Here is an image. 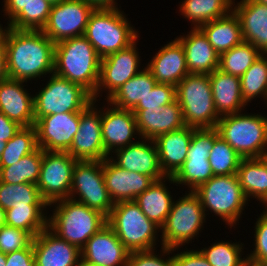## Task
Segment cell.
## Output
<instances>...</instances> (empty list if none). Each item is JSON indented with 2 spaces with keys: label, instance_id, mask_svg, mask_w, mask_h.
I'll list each match as a JSON object with an SVG mask.
<instances>
[{
  "label": "cell",
  "instance_id": "cell-9",
  "mask_svg": "<svg viewBox=\"0 0 267 266\" xmlns=\"http://www.w3.org/2000/svg\"><path fill=\"white\" fill-rule=\"evenodd\" d=\"M186 126L195 129L216 128L220 116L216 112L209 74H188L176 86Z\"/></svg>",
  "mask_w": 267,
  "mask_h": 266
},
{
  "label": "cell",
  "instance_id": "cell-5",
  "mask_svg": "<svg viewBox=\"0 0 267 266\" xmlns=\"http://www.w3.org/2000/svg\"><path fill=\"white\" fill-rule=\"evenodd\" d=\"M194 192L201 201L206 217L214 213L219 217L218 221L222 220L227 225L225 228L236 229L246 206H249L236 174L213 176Z\"/></svg>",
  "mask_w": 267,
  "mask_h": 266
},
{
  "label": "cell",
  "instance_id": "cell-28",
  "mask_svg": "<svg viewBox=\"0 0 267 266\" xmlns=\"http://www.w3.org/2000/svg\"><path fill=\"white\" fill-rule=\"evenodd\" d=\"M194 129L184 126L159 135L154 140L158 149L160 167L166 176H173L184 164Z\"/></svg>",
  "mask_w": 267,
  "mask_h": 266
},
{
  "label": "cell",
  "instance_id": "cell-46",
  "mask_svg": "<svg viewBox=\"0 0 267 266\" xmlns=\"http://www.w3.org/2000/svg\"><path fill=\"white\" fill-rule=\"evenodd\" d=\"M176 100V87L171 84L157 83L132 110L160 109Z\"/></svg>",
  "mask_w": 267,
  "mask_h": 266
},
{
  "label": "cell",
  "instance_id": "cell-24",
  "mask_svg": "<svg viewBox=\"0 0 267 266\" xmlns=\"http://www.w3.org/2000/svg\"><path fill=\"white\" fill-rule=\"evenodd\" d=\"M145 65L157 83L171 84L175 87L189 74L183 46L176 38L159 48Z\"/></svg>",
  "mask_w": 267,
  "mask_h": 266
},
{
  "label": "cell",
  "instance_id": "cell-8",
  "mask_svg": "<svg viewBox=\"0 0 267 266\" xmlns=\"http://www.w3.org/2000/svg\"><path fill=\"white\" fill-rule=\"evenodd\" d=\"M182 197L175 196L171 211L161 227L162 247L186 248L192 240L198 239L207 222L204 208L194 191H185ZM177 197V200H176Z\"/></svg>",
  "mask_w": 267,
  "mask_h": 266
},
{
  "label": "cell",
  "instance_id": "cell-16",
  "mask_svg": "<svg viewBox=\"0 0 267 266\" xmlns=\"http://www.w3.org/2000/svg\"><path fill=\"white\" fill-rule=\"evenodd\" d=\"M97 102L99 103L98 100H93L80 112L79 129L67 151L77 161H103L109 157L105 152L102 140V108L98 106Z\"/></svg>",
  "mask_w": 267,
  "mask_h": 266
},
{
  "label": "cell",
  "instance_id": "cell-60",
  "mask_svg": "<svg viewBox=\"0 0 267 266\" xmlns=\"http://www.w3.org/2000/svg\"><path fill=\"white\" fill-rule=\"evenodd\" d=\"M261 205H264V206H263L264 208H263L262 211L267 212V199H266Z\"/></svg>",
  "mask_w": 267,
  "mask_h": 266
},
{
  "label": "cell",
  "instance_id": "cell-42",
  "mask_svg": "<svg viewBox=\"0 0 267 266\" xmlns=\"http://www.w3.org/2000/svg\"><path fill=\"white\" fill-rule=\"evenodd\" d=\"M35 126L21 127V129L6 142L5 149L0 158V167H6L20 161L25 155L37 148Z\"/></svg>",
  "mask_w": 267,
  "mask_h": 266
},
{
  "label": "cell",
  "instance_id": "cell-12",
  "mask_svg": "<svg viewBox=\"0 0 267 266\" xmlns=\"http://www.w3.org/2000/svg\"><path fill=\"white\" fill-rule=\"evenodd\" d=\"M214 141L215 128L193 130L186 160L172 176L177 189L185 186L187 191H194L214 176L208 161Z\"/></svg>",
  "mask_w": 267,
  "mask_h": 266
},
{
  "label": "cell",
  "instance_id": "cell-38",
  "mask_svg": "<svg viewBox=\"0 0 267 266\" xmlns=\"http://www.w3.org/2000/svg\"><path fill=\"white\" fill-rule=\"evenodd\" d=\"M210 246L198 249L211 266H245L247 257H244L245 244L241 241L214 240ZM243 256V258H242Z\"/></svg>",
  "mask_w": 267,
  "mask_h": 266
},
{
  "label": "cell",
  "instance_id": "cell-35",
  "mask_svg": "<svg viewBox=\"0 0 267 266\" xmlns=\"http://www.w3.org/2000/svg\"><path fill=\"white\" fill-rule=\"evenodd\" d=\"M43 150L37 147L13 165L0 167V182L9 184H36L41 171Z\"/></svg>",
  "mask_w": 267,
  "mask_h": 266
},
{
  "label": "cell",
  "instance_id": "cell-44",
  "mask_svg": "<svg viewBox=\"0 0 267 266\" xmlns=\"http://www.w3.org/2000/svg\"><path fill=\"white\" fill-rule=\"evenodd\" d=\"M254 223V244L250 253L246 255L247 262L253 265L263 266L267 262V212L263 211Z\"/></svg>",
  "mask_w": 267,
  "mask_h": 266
},
{
  "label": "cell",
  "instance_id": "cell-3",
  "mask_svg": "<svg viewBox=\"0 0 267 266\" xmlns=\"http://www.w3.org/2000/svg\"><path fill=\"white\" fill-rule=\"evenodd\" d=\"M49 208L52 214L48 215V228L80 250L107 224L105 215L70 198L57 200Z\"/></svg>",
  "mask_w": 267,
  "mask_h": 266
},
{
  "label": "cell",
  "instance_id": "cell-25",
  "mask_svg": "<svg viewBox=\"0 0 267 266\" xmlns=\"http://www.w3.org/2000/svg\"><path fill=\"white\" fill-rule=\"evenodd\" d=\"M141 138L155 140L159 135L178 130L185 125L179 103L175 100L160 109L132 110Z\"/></svg>",
  "mask_w": 267,
  "mask_h": 266
},
{
  "label": "cell",
  "instance_id": "cell-58",
  "mask_svg": "<svg viewBox=\"0 0 267 266\" xmlns=\"http://www.w3.org/2000/svg\"><path fill=\"white\" fill-rule=\"evenodd\" d=\"M5 146H6V142L2 141V139H0V158H1V155L3 153V150L5 149Z\"/></svg>",
  "mask_w": 267,
  "mask_h": 266
},
{
  "label": "cell",
  "instance_id": "cell-51",
  "mask_svg": "<svg viewBox=\"0 0 267 266\" xmlns=\"http://www.w3.org/2000/svg\"><path fill=\"white\" fill-rule=\"evenodd\" d=\"M31 0H3V18L6 17L7 24L24 8Z\"/></svg>",
  "mask_w": 267,
  "mask_h": 266
},
{
  "label": "cell",
  "instance_id": "cell-36",
  "mask_svg": "<svg viewBox=\"0 0 267 266\" xmlns=\"http://www.w3.org/2000/svg\"><path fill=\"white\" fill-rule=\"evenodd\" d=\"M49 206H16L6 210V225L22 229L35 238L48 227Z\"/></svg>",
  "mask_w": 267,
  "mask_h": 266
},
{
  "label": "cell",
  "instance_id": "cell-10",
  "mask_svg": "<svg viewBox=\"0 0 267 266\" xmlns=\"http://www.w3.org/2000/svg\"><path fill=\"white\" fill-rule=\"evenodd\" d=\"M45 85L34 93L35 122L43 116L81 112L92 101V94L83 86L51 74Z\"/></svg>",
  "mask_w": 267,
  "mask_h": 266
},
{
  "label": "cell",
  "instance_id": "cell-34",
  "mask_svg": "<svg viewBox=\"0 0 267 266\" xmlns=\"http://www.w3.org/2000/svg\"><path fill=\"white\" fill-rule=\"evenodd\" d=\"M236 175L249 201L260 204L267 199V168L259 158H243Z\"/></svg>",
  "mask_w": 267,
  "mask_h": 266
},
{
  "label": "cell",
  "instance_id": "cell-26",
  "mask_svg": "<svg viewBox=\"0 0 267 266\" xmlns=\"http://www.w3.org/2000/svg\"><path fill=\"white\" fill-rule=\"evenodd\" d=\"M187 33L176 39L183 46L189 74H211L219 67V54L200 28H191Z\"/></svg>",
  "mask_w": 267,
  "mask_h": 266
},
{
  "label": "cell",
  "instance_id": "cell-13",
  "mask_svg": "<svg viewBox=\"0 0 267 266\" xmlns=\"http://www.w3.org/2000/svg\"><path fill=\"white\" fill-rule=\"evenodd\" d=\"M138 40L140 39L137 38L128 47L101 58L99 80L96 92L92 95L93 100L100 101L103 92H106L104 100H107L124 83L145 67L144 65L142 68L140 67L142 59L137 47ZM98 97L99 99H97Z\"/></svg>",
  "mask_w": 267,
  "mask_h": 266
},
{
  "label": "cell",
  "instance_id": "cell-37",
  "mask_svg": "<svg viewBox=\"0 0 267 266\" xmlns=\"http://www.w3.org/2000/svg\"><path fill=\"white\" fill-rule=\"evenodd\" d=\"M240 85L242 99L247 105L257 98L267 102V54L262 53L246 70L240 77Z\"/></svg>",
  "mask_w": 267,
  "mask_h": 266
},
{
  "label": "cell",
  "instance_id": "cell-20",
  "mask_svg": "<svg viewBox=\"0 0 267 266\" xmlns=\"http://www.w3.org/2000/svg\"><path fill=\"white\" fill-rule=\"evenodd\" d=\"M109 158L120 168L152 177L155 181L166 177L159 163L154 140L138 139L126 147L116 149Z\"/></svg>",
  "mask_w": 267,
  "mask_h": 266
},
{
  "label": "cell",
  "instance_id": "cell-6",
  "mask_svg": "<svg viewBox=\"0 0 267 266\" xmlns=\"http://www.w3.org/2000/svg\"><path fill=\"white\" fill-rule=\"evenodd\" d=\"M107 224L129 252L148 251L162 247L159 239L161 228L149 220L134 201L114 203L107 217ZM157 242L160 243L159 246Z\"/></svg>",
  "mask_w": 267,
  "mask_h": 266
},
{
  "label": "cell",
  "instance_id": "cell-23",
  "mask_svg": "<svg viewBox=\"0 0 267 266\" xmlns=\"http://www.w3.org/2000/svg\"><path fill=\"white\" fill-rule=\"evenodd\" d=\"M26 86L27 82L10 78L0 81V111L22 127L35 124L34 93Z\"/></svg>",
  "mask_w": 267,
  "mask_h": 266
},
{
  "label": "cell",
  "instance_id": "cell-63",
  "mask_svg": "<svg viewBox=\"0 0 267 266\" xmlns=\"http://www.w3.org/2000/svg\"><path fill=\"white\" fill-rule=\"evenodd\" d=\"M80 266H92V265H85V264H82V263H81Z\"/></svg>",
  "mask_w": 267,
  "mask_h": 266
},
{
  "label": "cell",
  "instance_id": "cell-48",
  "mask_svg": "<svg viewBox=\"0 0 267 266\" xmlns=\"http://www.w3.org/2000/svg\"><path fill=\"white\" fill-rule=\"evenodd\" d=\"M189 249L173 248L174 266H211L198 249Z\"/></svg>",
  "mask_w": 267,
  "mask_h": 266
},
{
  "label": "cell",
  "instance_id": "cell-61",
  "mask_svg": "<svg viewBox=\"0 0 267 266\" xmlns=\"http://www.w3.org/2000/svg\"><path fill=\"white\" fill-rule=\"evenodd\" d=\"M255 1H257V2H259V3H262V4H266V5H267V0H255Z\"/></svg>",
  "mask_w": 267,
  "mask_h": 266
},
{
  "label": "cell",
  "instance_id": "cell-19",
  "mask_svg": "<svg viewBox=\"0 0 267 266\" xmlns=\"http://www.w3.org/2000/svg\"><path fill=\"white\" fill-rule=\"evenodd\" d=\"M129 250L106 224L81 248V263L92 266H127Z\"/></svg>",
  "mask_w": 267,
  "mask_h": 266
},
{
  "label": "cell",
  "instance_id": "cell-1",
  "mask_svg": "<svg viewBox=\"0 0 267 266\" xmlns=\"http://www.w3.org/2000/svg\"><path fill=\"white\" fill-rule=\"evenodd\" d=\"M8 77L24 82L46 80L54 72V48L42 30H18L8 27L5 33ZM39 78V79H38ZM30 80V81H29Z\"/></svg>",
  "mask_w": 267,
  "mask_h": 266
},
{
  "label": "cell",
  "instance_id": "cell-4",
  "mask_svg": "<svg viewBox=\"0 0 267 266\" xmlns=\"http://www.w3.org/2000/svg\"><path fill=\"white\" fill-rule=\"evenodd\" d=\"M84 36L101 58L128 47L140 38L139 31L121 6L95 8L89 16Z\"/></svg>",
  "mask_w": 267,
  "mask_h": 266
},
{
  "label": "cell",
  "instance_id": "cell-7",
  "mask_svg": "<svg viewBox=\"0 0 267 266\" xmlns=\"http://www.w3.org/2000/svg\"><path fill=\"white\" fill-rule=\"evenodd\" d=\"M216 129L242 158H259L267 150V115L239 112L221 116Z\"/></svg>",
  "mask_w": 267,
  "mask_h": 266
},
{
  "label": "cell",
  "instance_id": "cell-18",
  "mask_svg": "<svg viewBox=\"0 0 267 266\" xmlns=\"http://www.w3.org/2000/svg\"><path fill=\"white\" fill-rule=\"evenodd\" d=\"M103 104L101 130L103 146L108 155L141 139L132 110L117 108L109 102L106 103L108 106Z\"/></svg>",
  "mask_w": 267,
  "mask_h": 266
},
{
  "label": "cell",
  "instance_id": "cell-62",
  "mask_svg": "<svg viewBox=\"0 0 267 266\" xmlns=\"http://www.w3.org/2000/svg\"><path fill=\"white\" fill-rule=\"evenodd\" d=\"M245 266H258V265H253V264L247 263Z\"/></svg>",
  "mask_w": 267,
  "mask_h": 266
},
{
  "label": "cell",
  "instance_id": "cell-52",
  "mask_svg": "<svg viewBox=\"0 0 267 266\" xmlns=\"http://www.w3.org/2000/svg\"><path fill=\"white\" fill-rule=\"evenodd\" d=\"M8 77L6 64L5 38L0 39V81L6 80Z\"/></svg>",
  "mask_w": 267,
  "mask_h": 266
},
{
  "label": "cell",
  "instance_id": "cell-57",
  "mask_svg": "<svg viewBox=\"0 0 267 266\" xmlns=\"http://www.w3.org/2000/svg\"><path fill=\"white\" fill-rule=\"evenodd\" d=\"M259 159L263 162V164L267 168V150L259 157Z\"/></svg>",
  "mask_w": 267,
  "mask_h": 266
},
{
  "label": "cell",
  "instance_id": "cell-53",
  "mask_svg": "<svg viewBox=\"0 0 267 266\" xmlns=\"http://www.w3.org/2000/svg\"><path fill=\"white\" fill-rule=\"evenodd\" d=\"M90 3L94 8H118L120 4L118 0H85ZM118 4V5H117Z\"/></svg>",
  "mask_w": 267,
  "mask_h": 266
},
{
  "label": "cell",
  "instance_id": "cell-31",
  "mask_svg": "<svg viewBox=\"0 0 267 266\" xmlns=\"http://www.w3.org/2000/svg\"><path fill=\"white\" fill-rule=\"evenodd\" d=\"M200 29L219 55L243 42L240 20L233 10L222 18L202 25Z\"/></svg>",
  "mask_w": 267,
  "mask_h": 266
},
{
  "label": "cell",
  "instance_id": "cell-15",
  "mask_svg": "<svg viewBox=\"0 0 267 266\" xmlns=\"http://www.w3.org/2000/svg\"><path fill=\"white\" fill-rule=\"evenodd\" d=\"M95 8L85 0H64L52 5L42 32L55 44L85 34L88 19Z\"/></svg>",
  "mask_w": 267,
  "mask_h": 266
},
{
  "label": "cell",
  "instance_id": "cell-41",
  "mask_svg": "<svg viewBox=\"0 0 267 266\" xmlns=\"http://www.w3.org/2000/svg\"><path fill=\"white\" fill-rule=\"evenodd\" d=\"M243 158L218 134L215 128V141L208 161L214 176L233 175L237 173Z\"/></svg>",
  "mask_w": 267,
  "mask_h": 266
},
{
  "label": "cell",
  "instance_id": "cell-59",
  "mask_svg": "<svg viewBox=\"0 0 267 266\" xmlns=\"http://www.w3.org/2000/svg\"><path fill=\"white\" fill-rule=\"evenodd\" d=\"M49 3H51L52 5L55 4H59L60 2L64 1V0H47Z\"/></svg>",
  "mask_w": 267,
  "mask_h": 266
},
{
  "label": "cell",
  "instance_id": "cell-27",
  "mask_svg": "<svg viewBox=\"0 0 267 266\" xmlns=\"http://www.w3.org/2000/svg\"><path fill=\"white\" fill-rule=\"evenodd\" d=\"M233 11L240 20L243 41L267 54V5L255 0H233Z\"/></svg>",
  "mask_w": 267,
  "mask_h": 266
},
{
  "label": "cell",
  "instance_id": "cell-14",
  "mask_svg": "<svg viewBox=\"0 0 267 266\" xmlns=\"http://www.w3.org/2000/svg\"><path fill=\"white\" fill-rule=\"evenodd\" d=\"M76 162L68 152L43 150L41 171L36 185L48 205L69 198Z\"/></svg>",
  "mask_w": 267,
  "mask_h": 266
},
{
  "label": "cell",
  "instance_id": "cell-45",
  "mask_svg": "<svg viewBox=\"0 0 267 266\" xmlns=\"http://www.w3.org/2000/svg\"><path fill=\"white\" fill-rule=\"evenodd\" d=\"M157 251L159 250L130 252L127 266H174L173 249L160 247V254Z\"/></svg>",
  "mask_w": 267,
  "mask_h": 266
},
{
  "label": "cell",
  "instance_id": "cell-55",
  "mask_svg": "<svg viewBox=\"0 0 267 266\" xmlns=\"http://www.w3.org/2000/svg\"><path fill=\"white\" fill-rule=\"evenodd\" d=\"M5 27H3V25L1 24L0 21V39H3L6 33V30L8 28V26L4 25Z\"/></svg>",
  "mask_w": 267,
  "mask_h": 266
},
{
  "label": "cell",
  "instance_id": "cell-17",
  "mask_svg": "<svg viewBox=\"0 0 267 266\" xmlns=\"http://www.w3.org/2000/svg\"><path fill=\"white\" fill-rule=\"evenodd\" d=\"M80 112H68L43 116L36 128L37 146L44 151L67 152L78 132Z\"/></svg>",
  "mask_w": 267,
  "mask_h": 266
},
{
  "label": "cell",
  "instance_id": "cell-49",
  "mask_svg": "<svg viewBox=\"0 0 267 266\" xmlns=\"http://www.w3.org/2000/svg\"><path fill=\"white\" fill-rule=\"evenodd\" d=\"M5 266H36L32 242L26 248L7 253Z\"/></svg>",
  "mask_w": 267,
  "mask_h": 266
},
{
  "label": "cell",
  "instance_id": "cell-22",
  "mask_svg": "<svg viewBox=\"0 0 267 266\" xmlns=\"http://www.w3.org/2000/svg\"><path fill=\"white\" fill-rule=\"evenodd\" d=\"M102 168L105 186L113 203L134 201L155 181L150 176L120 168L109 157L102 161Z\"/></svg>",
  "mask_w": 267,
  "mask_h": 266
},
{
  "label": "cell",
  "instance_id": "cell-47",
  "mask_svg": "<svg viewBox=\"0 0 267 266\" xmlns=\"http://www.w3.org/2000/svg\"><path fill=\"white\" fill-rule=\"evenodd\" d=\"M33 237L26 231L8 225L0 227V251L7 254L26 248Z\"/></svg>",
  "mask_w": 267,
  "mask_h": 266
},
{
  "label": "cell",
  "instance_id": "cell-32",
  "mask_svg": "<svg viewBox=\"0 0 267 266\" xmlns=\"http://www.w3.org/2000/svg\"><path fill=\"white\" fill-rule=\"evenodd\" d=\"M179 12L191 23V28L222 18L233 10V0H182Z\"/></svg>",
  "mask_w": 267,
  "mask_h": 266
},
{
  "label": "cell",
  "instance_id": "cell-39",
  "mask_svg": "<svg viewBox=\"0 0 267 266\" xmlns=\"http://www.w3.org/2000/svg\"><path fill=\"white\" fill-rule=\"evenodd\" d=\"M16 206H49L33 183L9 184L0 182V207L4 210Z\"/></svg>",
  "mask_w": 267,
  "mask_h": 266
},
{
  "label": "cell",
  "instance_id": "cell-56",
  "mask_svg": "<svg viewBox=\"0 0 267 266\" xmlns=\"http://www.w3.org/2000/svg\"><path fill=\"white\" fill-rule=\"evenodd\" d=\"M6 265V254L0 251V266Z\"/></svg>",
  "mask_w": 267,
  "mask_h": 266
},
{
  "label": "cell",
  "instance_id": "cell-2",
  "mask_svg": "<svg viewBox=\"0 0 267 266\" xmlns=\"http://www.w3.org/2000/svg\"><path fill=\"white\" fill-rule=\"evenodd\" d=\"M101 57L82 36L60 41L54 48V74L77 83L92 95L99 80Z\"/></svg>",
  "mask_w": 267,
  "mask_h": 266
},
{
  "label": "cell",
  "instance_id": "cell-54",
  "mask_svg": "<svg viewBox=\"0 0 267 266\" xmlns=\"http://www.w3.org/2000/svg\"><path fill=\"white\" fill-rule=\"evenodd\" d=\"M6 225V210L0 207V227Z\"/></svg>",
  "mask_w": 267,
  "mask_h": 266
},
{
  "label": "cell",
  "instance_id": "cell-43",
  "mask_svg": "<svg viewBox=\"0 0 267 266\" xmlns=\"http://www.w3.org/2000/svg\"><path fill=\"white\" fill-rule=\"evenodd\" d=\"M51 7L47 0H31L6 25L18 30H42L48 22Z\"/></svg>",
  "mask_w": 267,
  "mask_h": 266
},
{
  "label": "cell",
  "instance_id": "cell-11",
  "mask_svg": "<svg viewBox=\"0 0 267 266\" xmlns=\"http://www.w3.org/2000/svg\"><path fill=\"white\" fill-rule=\"evenodd\" d=\"M70 199L97 210L106 217L114 206L105 186L102 161H77L72 172Z\"/></svg>",
  "mask_w": 267,
  "mask_h": 266
},
{
  "label": "cell",
  "instance_id": "cell-50",
  "mask_svg": "<svg viewBox=\"0 0 267 266\" xmlns=\"http://www.w3.org/2000/svg\"><path fill=\"white\" fill-rule=\"evenodd\" d=\"M21 125L10 120L0 111V139L8 142L20 129Z\"/></svg>",
  "mask_w": 267,
  "mask_h": 266
},
{
  "label": "cell",
  "instance_id": "cell-29",
  "mask_svg": "<svg viewBox=\"0 0 267 266\" xmlns=\"http://www.w3.org/2000/svg\"><path fill=\"white\" fill-rule=\"evenodd\" d=\"M214 106L218 115L235 114L248 106L242 99L240 78L215 69L209 74Z\"/></svg>",
  "mask_w": 267,
  "mask_h": 266
},
{
  "label": "cell",
  "instance_id": "cell-30",
  "mask_svg": "<svg viewBox=\"0 0 267 266\" xmlns=\"http://www.w3.org/2000/svg\"><path fill=\"white\" fill-rule=\"evenodd\" d=\"M171 184L177 186L172 176H166L161 180L154 181L147 190L134 200L144 215L160 228L165 224L174 201L173 196L175 194L173 195L170 191V188L172 190L173 187H168Z\"/></svg>",
  "mask_w": 267,
  "mask_h": 266
},
{
  "label": "cell",
  "instance_id": "cell-33",
  "mask_svg": "<svg viewBox=\"0 0 267 266\" xmlns=\"http://www.w3.org/2000/svg\"><path fill=\"white\" fill-rule=\"evenodd\" d=\"M157 81L145 66L139 73L124 83L106 102L126 110H132L145 96L153 90Z\"/></svg>",
  "mask_w": 267,
  "mask_h": 266
},
{
  "label": "cell",
  "instance_id": "cell-40",
  "mask_svg": "<svg viewBox=\"0 0 267 266\" xmlns=\"http://www.w3.org/2000/svg\"><path fill=\"white\" fill-rule=\"evenodd\" d=\"M261 54L253 44L243 41L219 55L218 69L240 78Z\"/></svg>",
  "mask_w": 267,
  "mask_h": 266
},
{
  "label": "cell",
  "instance_id": "cell-21",
  "mask_svg": "<svg viewBox=\"0 0 267 266\" xmlns=\"http://www.w3.org/2000/svg\"><path fill=\"white\" fill-rule=\"evenodd\" d=\"M36 266H80L81 250L48 227L32 240Z\"/></svg>",
  "mask_w": 267,
  "mask_h": 266
}]
</instances>
